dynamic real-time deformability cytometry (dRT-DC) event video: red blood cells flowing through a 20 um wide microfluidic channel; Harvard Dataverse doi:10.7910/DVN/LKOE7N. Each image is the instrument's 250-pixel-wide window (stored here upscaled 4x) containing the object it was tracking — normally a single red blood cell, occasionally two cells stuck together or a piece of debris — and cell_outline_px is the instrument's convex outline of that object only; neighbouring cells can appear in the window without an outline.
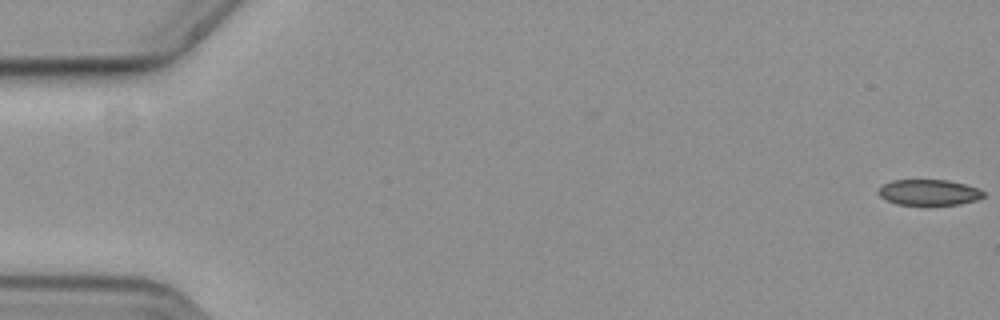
{"species": "common noctule bat (a hibernating species)", "species_latin": "Nyctalus noctula", "temperature_condition": "cold", "stored_images_in_passage": 56, "camera_frame_rate_fps": 3000, "um_per_image_px": 0.085, "animal": {"sex": "female", "body_mass_g": 19.3, "forearm_length_mm": 54.1}, "frame": {"image": 1, "passage_image": 1, "time_ms": 0.0, "image_size_px": [1000, 320], "cell_outline_px": [[984, 196], [976, 200], [960, 204], [896, 204], [880, 196], [876, 192], [876, 188], [892, 180], [948, 180], [964, 184], [976, 188], [984, 192]], "centroid_in_image_um": [78.91, 16.34], "position_along_channel_um": 6.1, "area_um2": 15.61}}
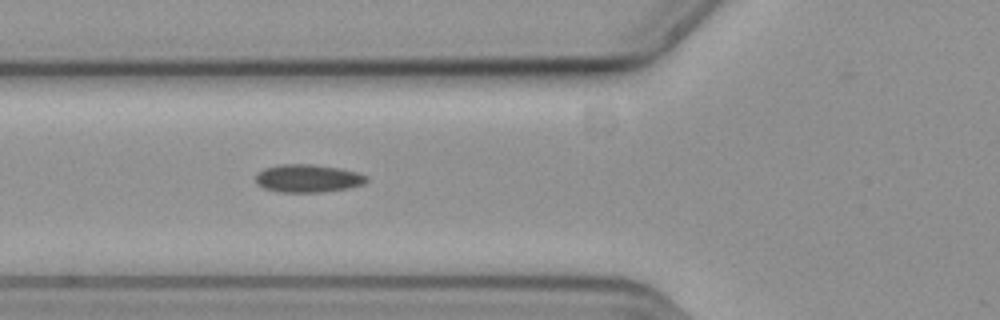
{"frame": {"image": 2, "passage_image": 22, "time_ms": 7.0, "image_size_px": [1000, 320], "cell_outline_px": [[368, 180], [364, 184], [348, 188], [320, 192], [280, 192], [264, 188], [256, 184], [256, 172], [264, 168], [280, 164], [312, 164], [340, 168], [356, 172], [368, 176]], "centroid_in_image_um": [26.15, 15.15], "position_along_channel_um": 99.6, "area_um2": 18.15}}
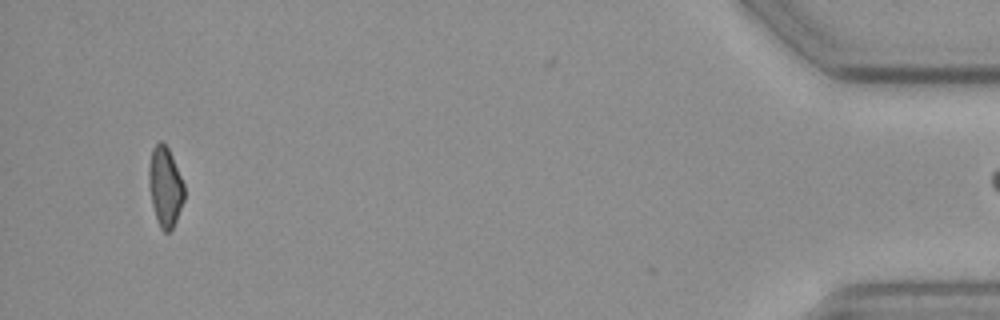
{"frame": {"image": 3, "passage_image": 55, "time_ms": 18.0, "image_size_px": [1000, 320], "cell_outline_px": [[184, 200], [176, 220], [172, 228], [168, 232], [164, 232], [160, 228], [156, 220], [152, 204], [148, 172], [148, 168], [152, 148], [160, 140], [168, 148], [172, 156], [184, 184]], "centroid_in_image_um": [14.03, 15.88], "position_along_channel_um": 421.2, "area_um2": 16.3}}